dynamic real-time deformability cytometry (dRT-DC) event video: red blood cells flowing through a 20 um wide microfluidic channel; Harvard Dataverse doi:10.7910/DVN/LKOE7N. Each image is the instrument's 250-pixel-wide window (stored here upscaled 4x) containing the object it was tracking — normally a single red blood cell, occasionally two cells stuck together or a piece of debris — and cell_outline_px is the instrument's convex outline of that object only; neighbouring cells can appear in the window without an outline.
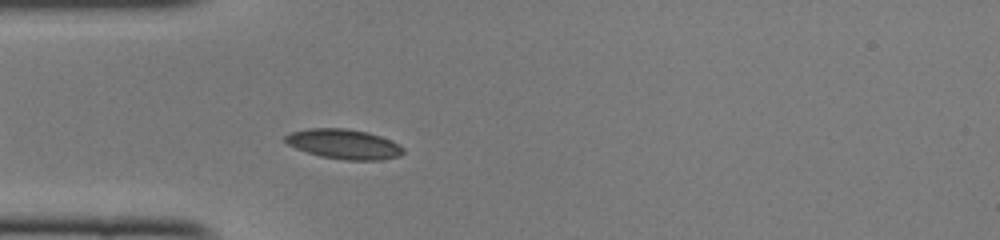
{"species": "common noctule bat (a hibernating species)", "species_latin": "Nyctalus noctula", "temperature_condition": "cold", "stored_images_in_passage": 19, "camera_frame_rate_fps": 3000, "um_per_image_px": 0.085, "animal": {"sex": "female", "body_mass_g": 22.0, "forearm_length_mm": 56.7}, "frame": {"image": 1, "passage_image": 6, "time_ms": 1.667, "image_size_px": [1000, 240], "cell_outline_px": [[404, 152], [400, 156], [380, 160], [344, 160], [320, 156], [296, 148], [288, 144], [284, 140], [284, 136], [292, 132], [308, 128], [344, 128], [368, 132], [380, 136], [400, 144], [404, 148]], "centroid_in_image_um": [29.25, 12.25], "position_along_channel_um": 55.7, "area_um2": 20.52}}
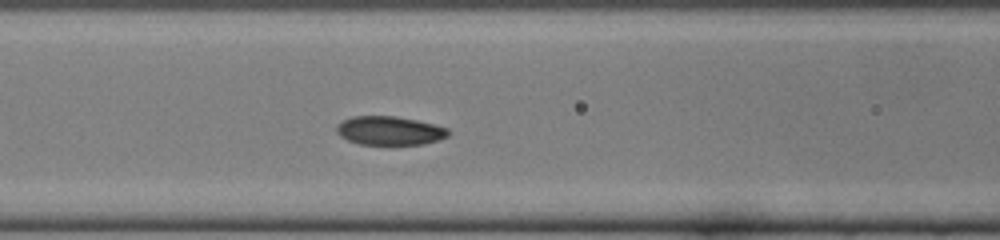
{"frame": {"image": 2, "passage_image": 12, "time_ms": 3.667, "image_size_px": [1000, 240], "cell_outline_px": [[452, 132], [448, 136], [424, 144], [360, 144], [348, 140], [340, 136], [336, 132], [336, 128], [344, 120], [352, 116], [392, 116], [416, 120], [448, 128]], "centroid_in_image_um": [33.13, 11.11], "position_along_channel_um": 133.5, "area_um2": 18.5}}
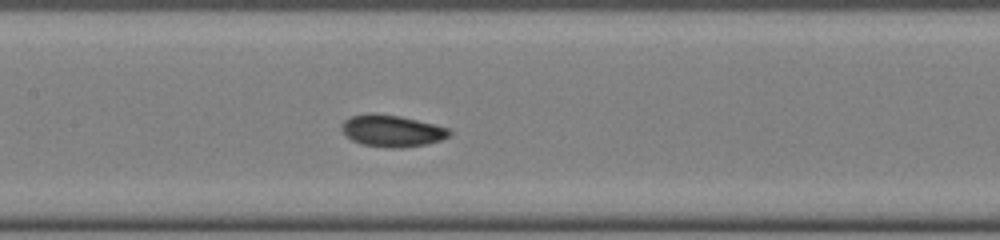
{"frame": {"image": 3, "passage_image": 15, "time_ms": 4.667, "image_size_px": [1000, 240], "cell_outline_px": [[452, 132], [448, 136], [440, 140], [424, 144], [400, 148], [384, 148], [360, 144], [352, 140], [340, 128], [340, 124], [344, 120], [352, 116], [368, 112], [372, 112], [400, 116], [448, 128]], "centroid_in_image_um": [33.25, 11.12], "position_along_channel_um": 174.1, "area_um2": 19.94}}